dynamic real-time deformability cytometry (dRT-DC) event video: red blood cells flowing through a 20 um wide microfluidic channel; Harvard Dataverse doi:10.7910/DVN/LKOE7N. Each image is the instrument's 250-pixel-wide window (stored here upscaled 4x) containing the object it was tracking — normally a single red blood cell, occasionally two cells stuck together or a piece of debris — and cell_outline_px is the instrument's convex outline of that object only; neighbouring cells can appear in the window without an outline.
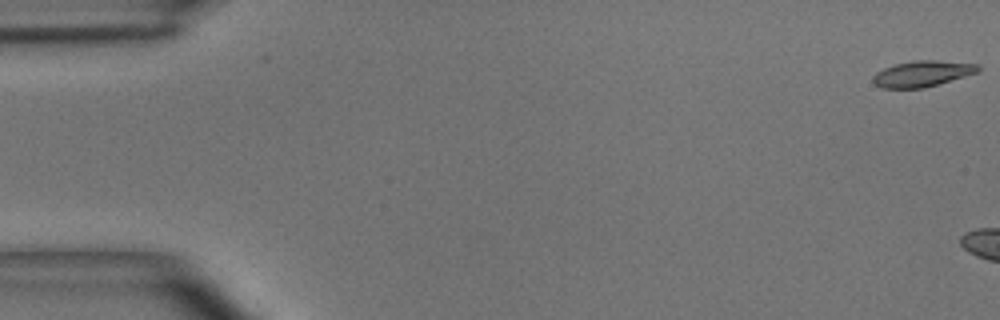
{"species": "common noctule bat (a hibernating species)", "species_latin": "Nyctalus noctula", "temperature_condition": "room temperature", "stored_images_in_passage": 8, "camera_frame_rate_fps": 3000, "um_per_image_px": 0.085, "animal": {"sex": "male", "body_mass_g": 15.6}, "frame": {"image": 1, "passage_image": 1, "time_ms": 0.0, "image_size_px": [1000, 320], "cell_outline_px": [[980, 72], [924, 88], [884, 88], [876, 84], [872, 80], [872, 76], [876, 72], [884, 68], [896, 64], [916, 60], [932, 60], [980, 64]], "centroid_in_image_um": [78.43, 6.26], "position_along_channel_um": 6.6, "area_um2": 15.84}}